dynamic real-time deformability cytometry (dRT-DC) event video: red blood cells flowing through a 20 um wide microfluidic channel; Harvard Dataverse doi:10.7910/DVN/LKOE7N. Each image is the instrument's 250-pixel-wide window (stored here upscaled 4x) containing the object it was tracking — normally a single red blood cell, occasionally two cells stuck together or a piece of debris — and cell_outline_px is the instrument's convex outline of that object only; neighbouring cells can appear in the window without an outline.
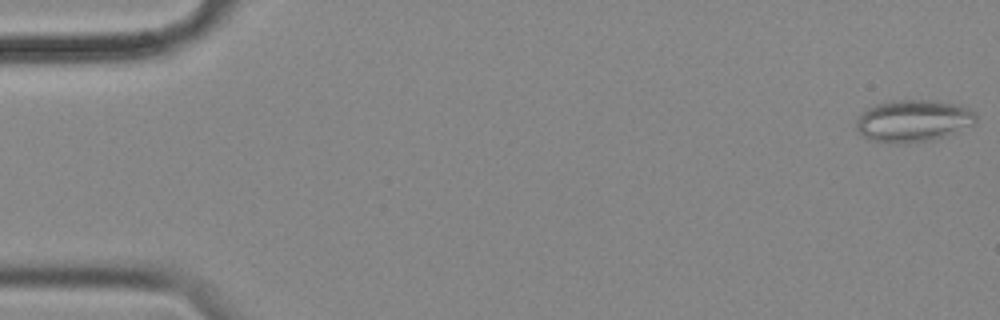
{"species": "common noctule bat (a hibernating species)", "species_latin": "Nyctalus noctula", "temperature_condition": "cold", "stored_images_in_passage": 56, "camera_frame_rate_fps": 3000, "um_per_image_px": 0.085, "animal": {"sex": "female", "body_mass_g": 18.4}, "frame": {"image": 1, "passage_image": 1, "time_ms": 0.0, "image_size_px": [1000, 320], "cell_outline_px": [[976, 124], [956, 132], [944, 136], [928, 140], [900, 144], [888, 144], [868, 140], [856, 128], [856, 116], [860, 112], [876, 104], [892, 100], [932, 100], [960, 104], [976, 112]], "centroid_in_image_um": [77.61, 10.27], "position_along_channel_um": 7.4, "area_um2": 29.82}}
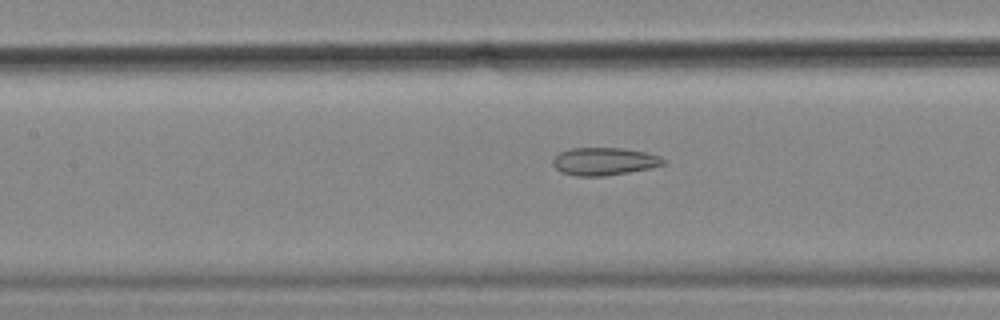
{"frame": {"image": 2, "passage_image": 25, "time_ms": 8.0, "image_size_px": [1000, 320], "cell_outline_px": [[664, 164], [652, 168], [604, 176], [576, 176], [560, 172], [552, 164], [552, 160], [560, 152], [568, 148], [624, 148], [644, 152], [660, 156], [664, 160]], "centroid_in_image_um": [51.33, 13.72], "position_along_channel_um": 156.1, "area_um2": 17.86}}
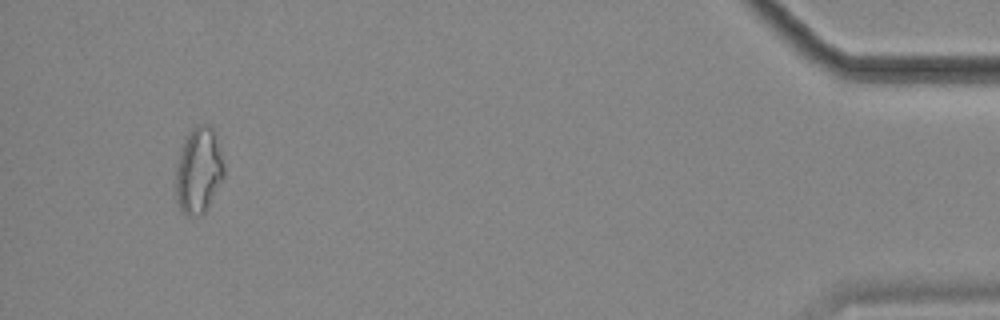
{"frame": {"image": 3, "passage_image": 53, "time_ms": 17.333, "image_size_px": [1000, 320], "cell_outline_px": [[224, 176], [204, 212], [200, 216], [184, 216], [180, 212], [176, 204], [172, 192], [176, 164], [180, 148], [184, 140], [192, 128], [196, 124], [208, 124], [212, 128], [220, 152], [224, 168]], "centroid_in_image_um": [16.79, 14.56], "position_along_channel_um": 418.4, "area_um2": 24.8}, "authors_computed_cell_mechanics": {"area_um2": 21.9351, "velocity_mm_per_s": 3.5823, "shape_relaxation_time_tau1_ms": null, "shape_relaxation_time_tau2_ms": 3.201, "deformation_change_tau1": null, "deformation_change_tau2": 0.1073}}